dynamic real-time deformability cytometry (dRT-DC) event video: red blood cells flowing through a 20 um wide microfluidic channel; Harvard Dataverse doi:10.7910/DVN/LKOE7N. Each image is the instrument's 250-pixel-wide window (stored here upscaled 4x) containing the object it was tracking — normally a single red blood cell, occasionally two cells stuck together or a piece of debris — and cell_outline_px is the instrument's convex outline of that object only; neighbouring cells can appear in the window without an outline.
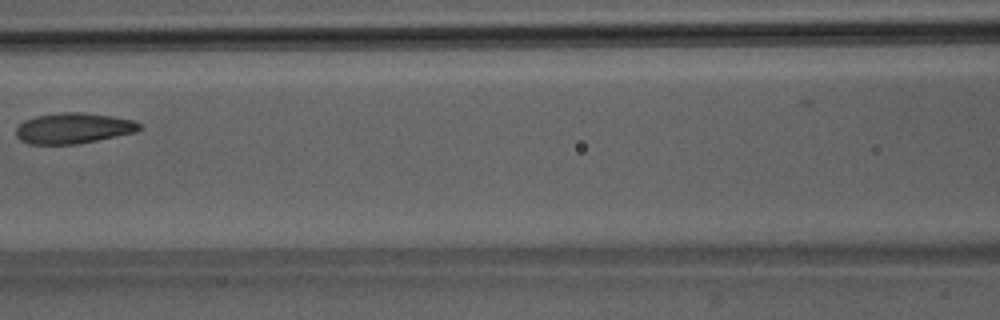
{"species": "Egyptian fruit bat (a non-hibernating species)", "species_latin": "Rousettus aegyptiacus", "temperature_condition": "room temperature", "stored_images_in_passage": 8, "camera_frame_rate_fps": 3000, "um_per_image_px": 0.085, "animal": {"sex": "male"}, "frame": {"image": 1, "passage_image": 8, "time_ms": 9.0, "image_size_px": [1000, 320], "cell_outline_px": [[140, 128], [136, 132], [76, 144], [28, 144], [20, 140], [16, 136], [16, 128], [24, 120], [36, 116], [60, 112], [84, 112], [132, 120], [140, 124]], "centroid_in_image_um": [6.18, 10.9], "position_along_channel_um": 160.4, "area_um2": 21.85}}